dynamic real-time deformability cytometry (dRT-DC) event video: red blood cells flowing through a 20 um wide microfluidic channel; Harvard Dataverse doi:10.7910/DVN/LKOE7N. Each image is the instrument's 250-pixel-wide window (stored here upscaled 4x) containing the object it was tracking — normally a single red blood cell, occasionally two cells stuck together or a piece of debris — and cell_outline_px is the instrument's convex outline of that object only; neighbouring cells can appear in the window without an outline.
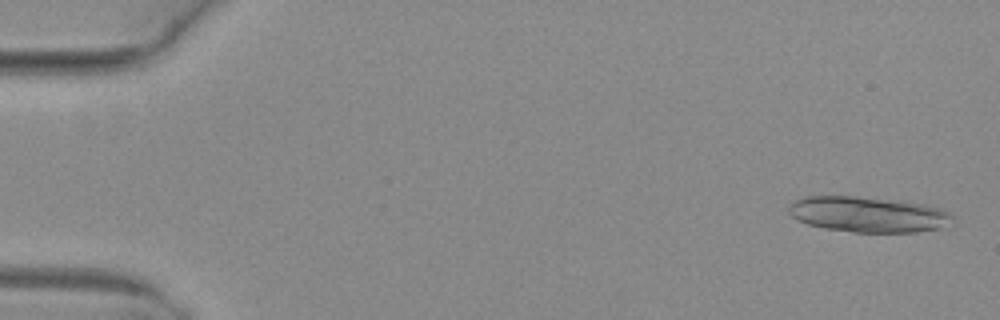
{"species": "common noctule bat (a hibernating species)", "species_latin": "Nyctalus noctula", "temperature_condition": "warm", "stored_images_in_passage": 12, "camera_frame_rate_fps": 3000, "um_per_image_px": 0.085, "animal": {"sex": "female", "body_mass_g": 29.2, "forearm_length_mm": 56.3}, "frame": {"image": 1, "passage_image": 1, "time_ms": 0.0, "image_size_px": [1000, 320], "cell_outline_px": [[956, 216], [940, 228], [916, 232], [856, 232], [824, 228], [808, 224], [796, 220], [788, 212], [788, 204], [804, 196], [856, 196], [904, 200], [924, 204], [940, 208]], "centroid_in_image_um": [73.77, 18.21], "position_along_channel_um": 11.2, "area_um2": 34.22}}